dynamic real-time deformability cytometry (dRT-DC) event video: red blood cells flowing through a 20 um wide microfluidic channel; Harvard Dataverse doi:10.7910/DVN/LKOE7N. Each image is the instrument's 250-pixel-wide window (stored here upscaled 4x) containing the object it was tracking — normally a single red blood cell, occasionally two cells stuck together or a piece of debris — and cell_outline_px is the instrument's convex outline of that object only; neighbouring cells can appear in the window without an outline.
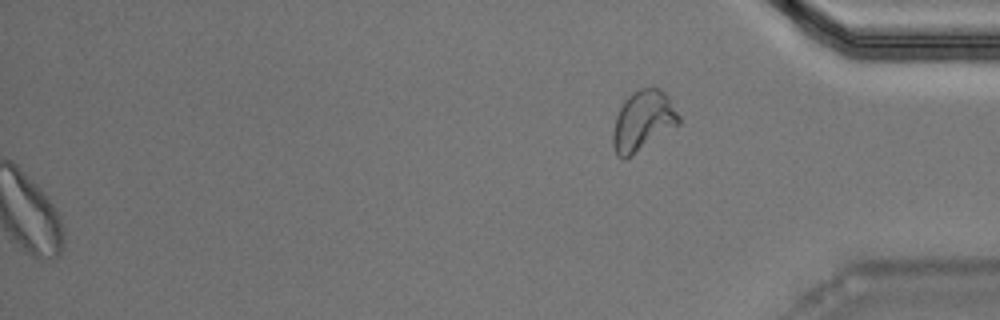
{"species": "Egyptian fruit bat (a non-hibernating species)", "species_latin": "Rousettus aegyptiacus", "temperature_condition": "warm", "stored_images_in_passage": 39, "segment_of_instrument_passage": [2, 2], "camera_frame_rate_fps": 3000, "um_per_image_px": 0.085, "animal": {"sex": "male"}, "frame": {"image": 1, "passage_image": 39, "time_ms": 12.667, "image_size_px": [1000, 320], "cell_outline_px": [[680, 124], [624, 160], [616, 156], [612, 144], [612, 132], [616, 116], [624, 100], [632, 92], [640, 88], [652, 84], [660, 88], [668, 96], [680, 116]], "centroid_in_image_um": [54.64, 10.24], "position_along_channel_um": 380.6, "area_um2": 23.41}}